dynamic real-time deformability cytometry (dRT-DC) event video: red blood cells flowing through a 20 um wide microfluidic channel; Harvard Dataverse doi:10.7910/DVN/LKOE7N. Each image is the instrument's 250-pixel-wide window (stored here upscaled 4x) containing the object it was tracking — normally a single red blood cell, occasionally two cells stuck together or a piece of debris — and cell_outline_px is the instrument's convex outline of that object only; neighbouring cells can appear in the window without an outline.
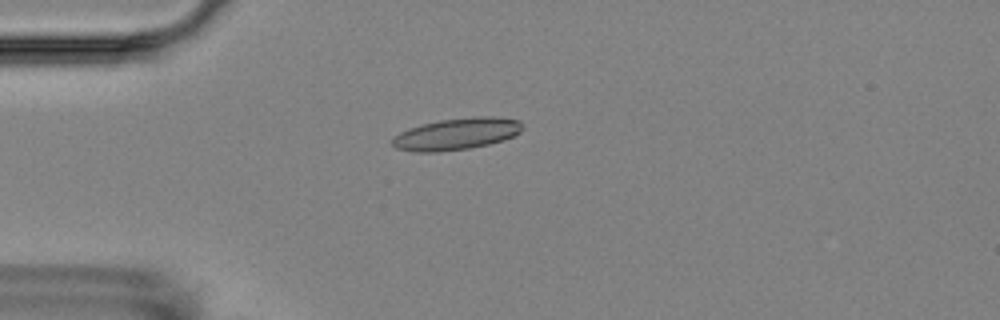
{"species": "Egyptian fruit bat (a non-hibernating species)", "species_latin": "Rousettus aegyptiacus", "temperature_condition": "room temperature", "stored_images_in_passage": 1, "camera_frame_rate_fps": 3000, "um_per_image_px": 0.085, "animal": {"sex": "female"}, "frame": {"image": 1, "passage_image": 1, "time_ms": 0.0, "image_size_px": [1000, 320], "cell_outline_px": [[524, 128], [520, 132], [504, 140], [488, 144], [468, 148], [436, 152], [416, 152], [396, 148], [392, 144], [392, 136], [408, 128], [440, 120], [476, 116], [492, 116], [520, 120], [524, 124]], "centroid_in_image_um": [38.82, 11.38], "position_along_channel_um": 46.2, "area_um2": 24.1}}